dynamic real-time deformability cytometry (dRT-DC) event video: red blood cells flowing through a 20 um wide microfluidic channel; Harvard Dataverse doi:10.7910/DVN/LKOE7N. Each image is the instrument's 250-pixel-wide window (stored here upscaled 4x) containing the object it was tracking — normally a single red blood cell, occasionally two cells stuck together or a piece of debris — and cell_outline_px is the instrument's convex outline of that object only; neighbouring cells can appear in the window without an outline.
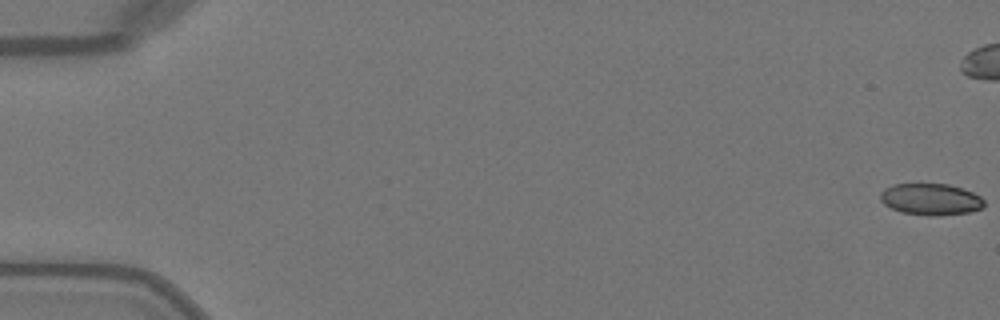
{"species": "Egyptian fruit bat (a non-hibernating species)", "species_latin": "Rousettus aegyptiacus", "temperature_condition": "warm", "stored_images_in_passage": 42, "camera_frame_rate_fps": 3000, "um_per_image_px": 0.085, "animal": {"sex": "female"}, "frame": {"image": 1, "passage_image": 1, "time_ms": 0.0, "image_size_px": [1000, 320], "cell_outline_px": [[984, 204], [980, 208], [968, 212], [940, 216], [928, 216], [900, 212], [884, 204], [880, 200], [880, 192], [884, 188], [892, 184], [948, 184], [972, 192], [980, 196], [984, 200]], "centroid_in_image_um": [79.07, 16.94], "position_along_channel_um": 5.9, "area_um2": 19.13}}
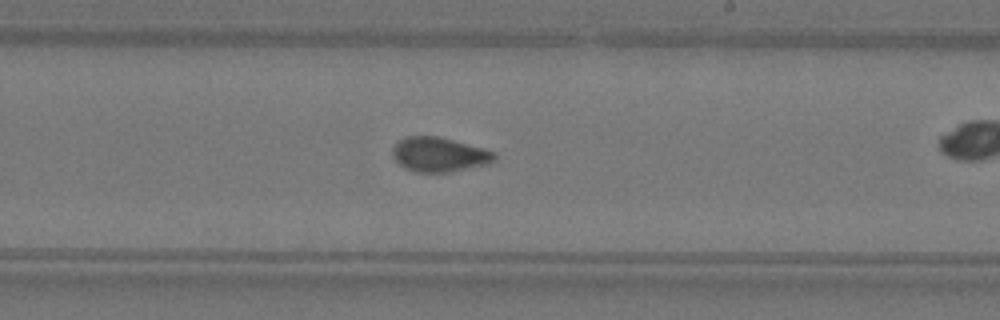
{"frame": {"image": 2, "passage_image": 31, "time_ms": 10.0, "image_size_px": [1000, 320], "cell_outline_px": [[496, 160], [488, 164], [452, 172], [416, 172], [404, 168], [392, 156], [392, 148], [400, 140], [408, 136], [436, 136], [484, 148], [496, 152]], "centroid_in_image_um": [37.36, 13.15], "position_along_channel_um": 251.6, "area_um2": 20.52}}
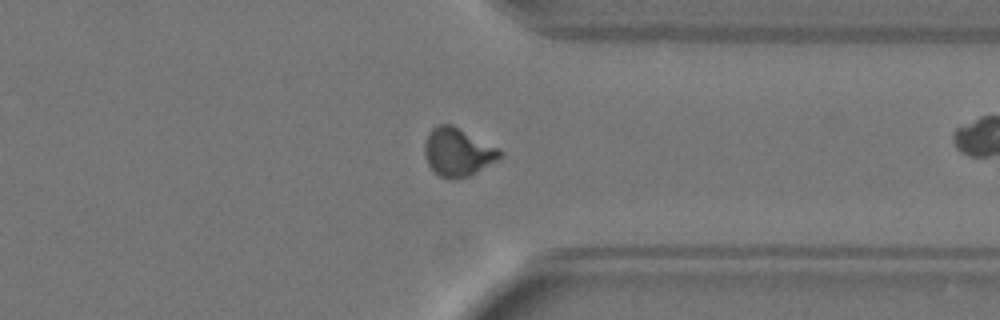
{"frame": {"image": 3, "passage_image": 40, "time_ms": 13.0, "image_size_px": [1000, 320], "cell_outline_px": [[504, 156], [476, 172], [468, 176], [448, 180], [440, 176], [428, 164], [424, 152], [424, 144], [428, 132], [436, 124], [452, 124], [500, 148], [504, 152]], "centroid_in_image_um": [38.93, 12.91], "position_along_channel_um": 372.5, "area_um2": 21.33}}